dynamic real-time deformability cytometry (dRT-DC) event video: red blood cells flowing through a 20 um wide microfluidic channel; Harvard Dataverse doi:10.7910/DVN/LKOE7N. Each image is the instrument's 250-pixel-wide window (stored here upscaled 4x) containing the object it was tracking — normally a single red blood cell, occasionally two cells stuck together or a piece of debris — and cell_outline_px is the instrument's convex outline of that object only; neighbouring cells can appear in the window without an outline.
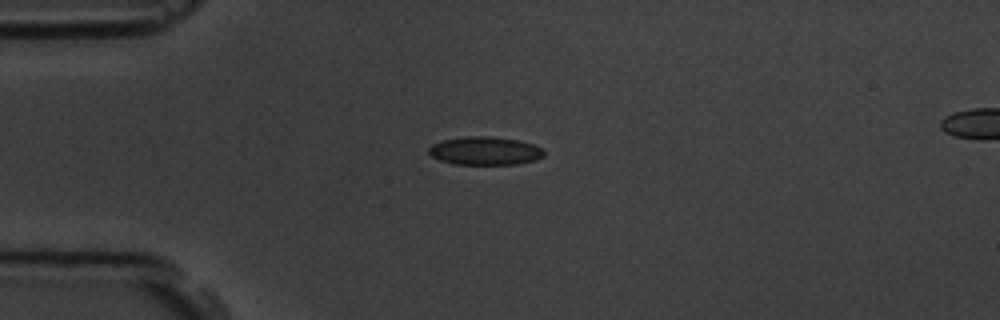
{"species": "common noctule bat (a hibernating species)", "species_latin": "Nyctalus noctula", "temperature_condition": "room temperature", "stored_images_in_passage": 5, "segment_of_instrument_passage": [1, 2], "camera_frame_rate_fps": 3000, "um_per_image_px": 0.085, "animal": {"sex": "male", "body_mass_g": 19.5, "forearm_length_mm": 54.6}, "frame": {"image": 1, "passage_image": 4, "time_ms": 3.667, "image_size_px": [1000, 320], "cell_outline_px": [[544, 156], [536, 160], [516, 164], [452, 164], [440, 160], [432, 156], [428, 152], [428, 148], [432, 144], [440, 140], [468, 136], [488, 136], [520, 140], [532, 144], [540, 148], [544, 152]], "centroid_in_image_um": [41.2, 12.82], "position_along_channel_um": 43.8, "area_um2": 19.02}}